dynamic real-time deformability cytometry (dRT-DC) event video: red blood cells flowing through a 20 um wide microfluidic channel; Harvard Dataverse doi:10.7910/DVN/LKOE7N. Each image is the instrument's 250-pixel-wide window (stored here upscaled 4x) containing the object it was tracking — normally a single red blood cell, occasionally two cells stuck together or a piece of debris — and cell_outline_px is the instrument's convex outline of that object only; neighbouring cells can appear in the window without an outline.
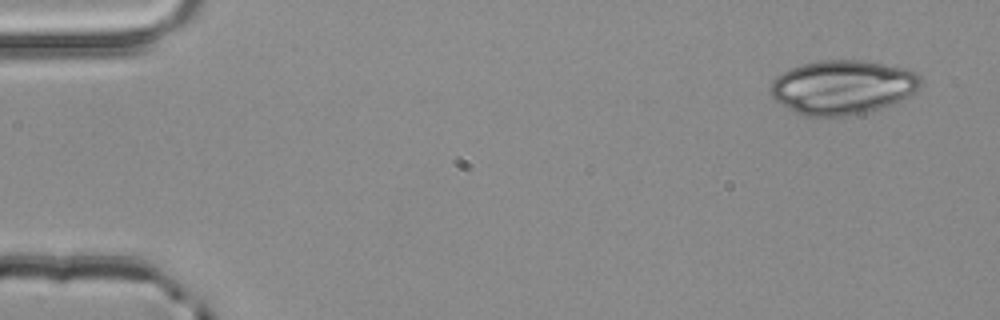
{"species": "common noctule bat (a hibernating species)", "species_latin": "Nyctalus noctula", "temperature_condition": "room temperature", "stored_images_in_passage": 3, "camera_frame_rate_fps": 3000, "um_per_image_px": 0.085, "animal": {"sex": "male", "body_mass_g": 20.4}, "frame": {"image": 1, "passage_image": 1, "time_ms": 0.0, "image_size_px": [1000, 320], "cell_outline_px": [[924, 80], [916, 92], [900, 100], [868, 112], [844, 116], [804, 116], [788, 108], [776, 100], [768, 92], [772, 80], [776, 76], [788, 68], [820, 60], [864, 60], [904, 68], [916, 72]], "centroid_in_image_um": [71.61, 7.4], "position_along_channel_um": 13.4, "area_um2": 47.57}}